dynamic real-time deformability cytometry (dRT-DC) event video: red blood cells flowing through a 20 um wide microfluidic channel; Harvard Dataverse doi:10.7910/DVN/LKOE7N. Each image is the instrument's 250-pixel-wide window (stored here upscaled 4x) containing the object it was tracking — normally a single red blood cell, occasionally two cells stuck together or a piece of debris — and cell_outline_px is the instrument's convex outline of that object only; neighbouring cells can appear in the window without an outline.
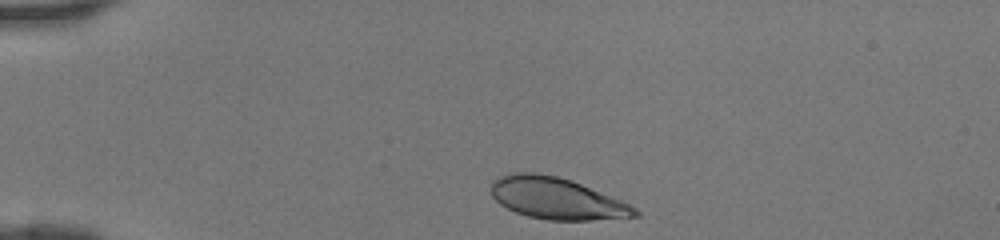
{"species": "human", "species_latin": "Homo sapiens", "temperature_condition": "room temperature", "stored_images_in_passage": 30, "camera_frame_rate_fps": 3000, "um_per_image_px": 0.085, "donor": {"sex": "female"}, "frame": {"image": 1, "passage_image": 1, "time_ms": 0.0, "image_size_px": [1000, 240], "cell_outline_px": [[640, 216], [592, 220], [548, 220], [528, 216], [516, 212], [500, 204], [492, 196], [492, 180], [500, 176], [512, 172], [536, 172], [556, 176], [572, 180], [620, 200], [636, 208], [640, 212]], "centroid_in_image_um": [47.31, 16.86], "position_along_channel_um": 37.7, "area_um2": 34.74}}
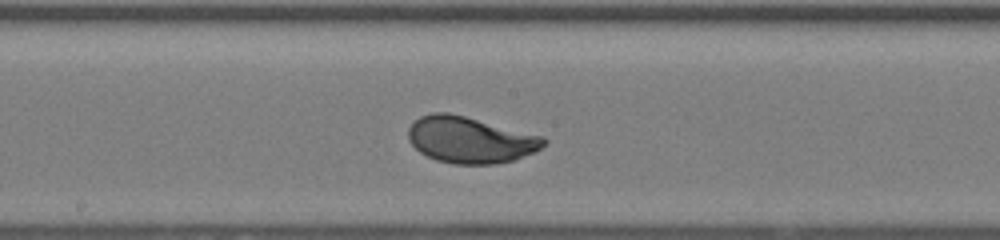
{"frame": {"image": 2, "passage_image": 16, "time_ms": 5.0, "image_size_px": [1000, 240], "cell_outline_px": [[548, 140], [540, 148], [532, 152], [512, 160], [496, 164], [456, 164], [436, 160], [420, 152], [408, 140], [408, 128], [420, 116], [432, 112], [448, 112], [544, 136]], "centroid_in_image_um": [39.95, 11.88], "position_along_channel_um": 208.3, "area_um2": 36.36}}
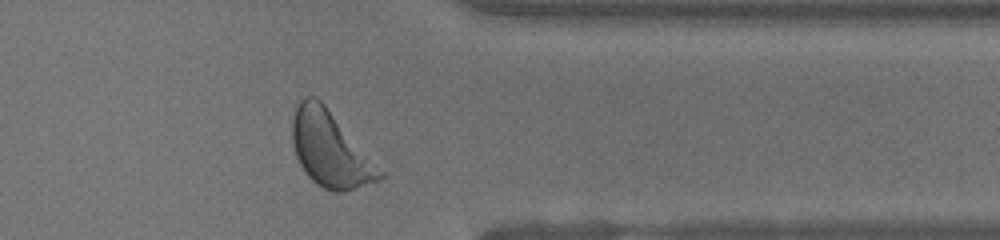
{"frame": {"image": 3, "passage_image": 28, "time_ms": 9.0, "image_size_px": [1000, 240], "cell_outline_px": [[388, 176], [380, 180], [344, 192], [336, 192], [324, 188], [316, 184], [304, 172], [296, 156], [292, 144], [292, 120], [296, 108], [300, 100], [304, 96], [316, 96], [324, 104], [388, 172]], "centroid_in_image_um": [28.14, 12.71], "position_along_channel_um": 383.3, "area_um2": 39.19}}